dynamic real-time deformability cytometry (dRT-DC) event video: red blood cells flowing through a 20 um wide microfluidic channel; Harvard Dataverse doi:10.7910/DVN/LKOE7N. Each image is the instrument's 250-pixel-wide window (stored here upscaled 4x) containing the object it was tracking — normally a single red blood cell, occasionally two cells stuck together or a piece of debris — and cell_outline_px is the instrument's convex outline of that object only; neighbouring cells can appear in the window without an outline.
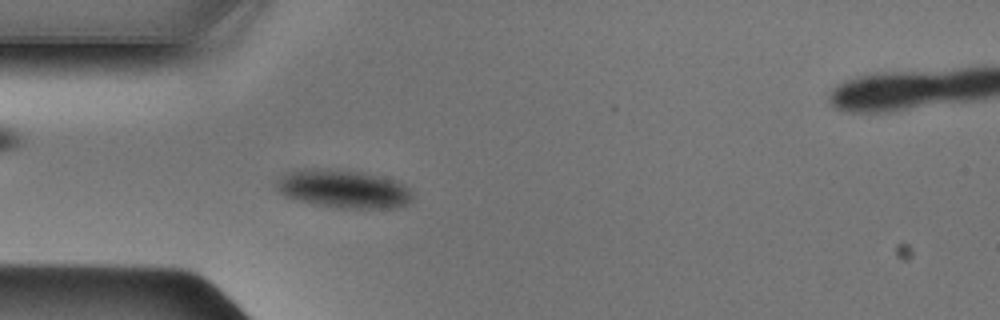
{"species": "Egyptian fruit bat (a non-hibernating species)", "species_latin": "Rousettus aegyptiacus", "temperature_condition": "cold", "stored_images_in_passage": 43, "camera_frame_rate_fps": 3000, "um_per_image_px": 0.085, "animal": {"sex": "male"}, "frame": {"image": 1, "passage_image": 13, "time_ms": 4.0, "image_size_px": [1000, 320], "cell_outline_px": [[412, 200], [408, 204], [396, 208], [336, 208], [296, 200], [280, 192], [276, 188], [276, 180], [284, 172], [300, 168], [328, 168], [364, 172], [396, 180], [404, 184], [412, 192]], "centroid_in_image_um": [29.18, 16.04], "position_along_channel_um": 55.8, "area_um2": 30.87}}
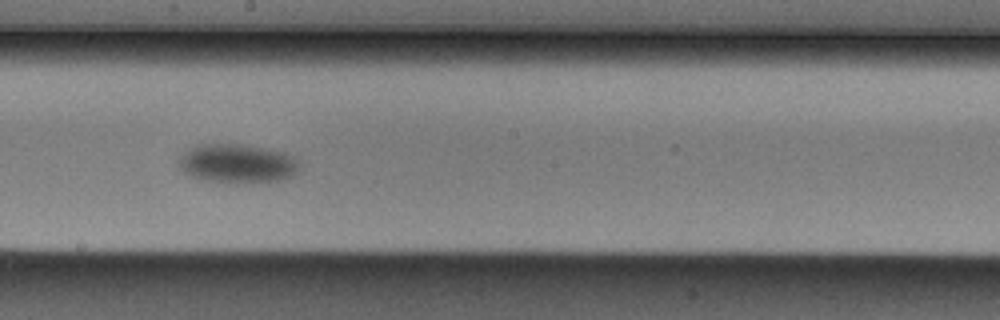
{"frame": {"image": 2, "passage_image": 26, "time_ms": 8.333, "image_size_px": [1000, 320], "cell_outline_px": [[300, 172], [292, 176], [268, 184], [236, 184], [200, 180], [184, 172], [176, 164], [184, 152], [196, 144], [244, 144], [288, 152], [296, 156], [300, 160]], "centroid_in_image_um": [20.26, 13.93], "position_along_channel_um": 227.9, "area_um2": 28.78}}
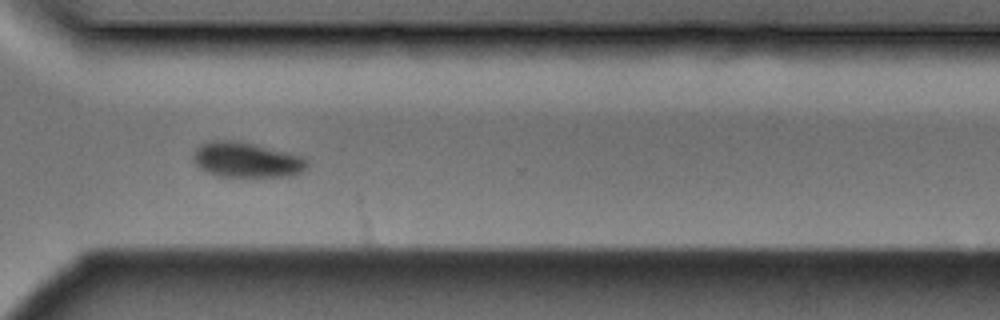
{"frame": {"image": 3, "passage_image": 35, "time_ms": 11.333, "image_size_px": [1000, 320], "cell_outline_px": [[308, 164], [300, 172], [288, 176], [216, 176], [204, 172], [192, 160], [192, 156], [196, 148], [200, 144], [212, 140], [232, 140], [252, 144], [288, 152], [304, 156], [308, 160]], "centroid_in_image_um": [20.91, 13.58], "position_along_channel_um": 349.7, "area_um2": 23.29}}